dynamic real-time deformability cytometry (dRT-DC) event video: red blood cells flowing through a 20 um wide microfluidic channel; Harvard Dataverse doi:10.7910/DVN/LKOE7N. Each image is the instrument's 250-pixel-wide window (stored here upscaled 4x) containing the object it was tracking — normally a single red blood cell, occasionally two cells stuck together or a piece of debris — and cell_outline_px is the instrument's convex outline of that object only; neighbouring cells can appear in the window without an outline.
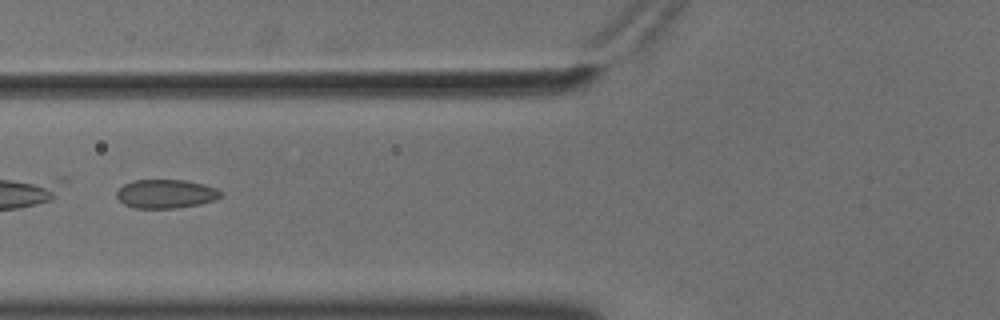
{"species": "common noctule bat (a hibernating species)", "species_latin": "Nyctalus noctula", "temperature_condition": "cold", "stored_images_in_passage": 51, "camera_frame_rate_fps": 3000, "um_per_image_px": 0.085, "animal": {"sex": "male", "body_mass_g": 18.8}, "frame": {"image": 1, "passage_image": 21, "time_ms": 6.667, "image_size_px": [1000, 320], "cell_outline_px": [[224, 196], [216, 200], [200, 204], [176, 208], [132, 208], [124, 204], [116, 196], [116, 192], [124, 184], [132, 180], [184, 180], [204, 184], [216, 188], [224, 192]], "centroid_in_image_um": [14.14, 16.48], "position_along_channel_um": 111.7, "area_um2": 17.69}}
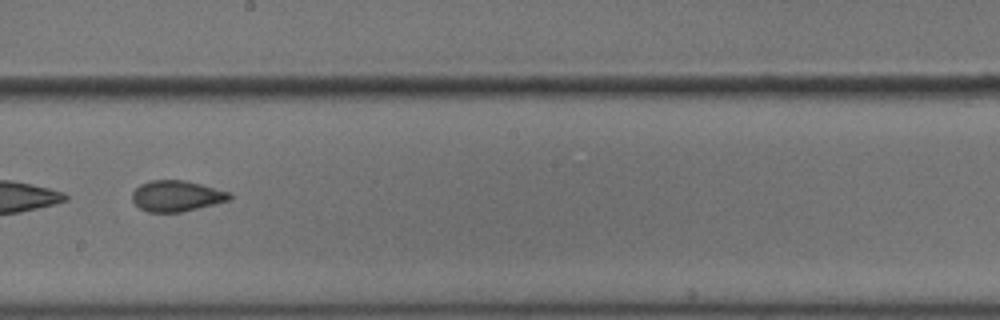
{"frame": {"image": 2, "passage_image": 31, "time_ms": 10.0, "image_size_px": [1000, 320], "cell_outline_px": [[232, 196], [228, 200], [180, 212], [148, 212], [140, 208], [132, 200], [132, 192], [140, 184], [148, 180], [184, 180], [232, 192]], "centroid_in_image_um": [14.98, 16.64], "position_along_channel_um": 233.2, "area_um2": 17.4}}